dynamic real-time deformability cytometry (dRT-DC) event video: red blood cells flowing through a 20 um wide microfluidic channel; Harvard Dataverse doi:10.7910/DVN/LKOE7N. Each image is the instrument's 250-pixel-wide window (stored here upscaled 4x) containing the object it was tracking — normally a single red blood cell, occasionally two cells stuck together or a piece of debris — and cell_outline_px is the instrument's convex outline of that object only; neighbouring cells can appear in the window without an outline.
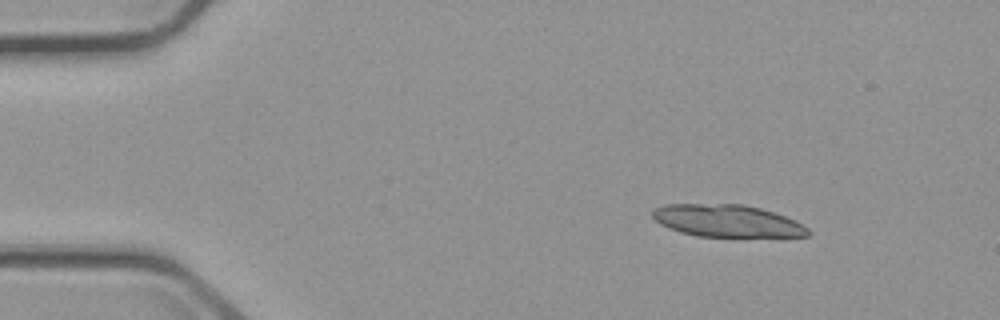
{"species": "common noctule bat (a hibernating species)", "species_latin": "Nyctalus noctula", "temperature_condition": "cold", "stored_images_in_passage": 5, "camera_frame_rate_fps": 3000, "um_per_image_px": 0.085, "animal": {"sex": "male", "body_mass_g": 23.1, "forearm_length_mm": 52.7}, "frame": {"image": 1, "passage_image": 2, "time_ms": 1.333, "image_size_px": [1000, 320], "cell_outline_px": [[812, 232], [808, 236], [696, 236], [680, 232], [660, 224], [652, 216], [652, 208], [664, 204], [744, 204], [760, 208], [796, 220], [808, 228]], "centroid_in_image_um": [61.78, 18.76], "position_along_channel_um": 23.2, "area_um2": 29.13}}